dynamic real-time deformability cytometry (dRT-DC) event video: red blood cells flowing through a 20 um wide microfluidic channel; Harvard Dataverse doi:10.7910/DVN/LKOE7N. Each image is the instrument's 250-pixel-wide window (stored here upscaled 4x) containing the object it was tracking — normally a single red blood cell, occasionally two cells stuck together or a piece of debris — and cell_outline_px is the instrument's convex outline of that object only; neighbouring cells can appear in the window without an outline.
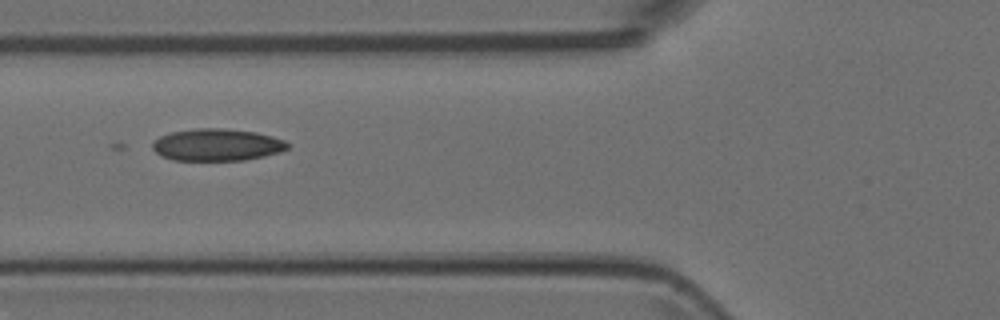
{"species": "Egyptian fruit bat (a non-hibernating species)", "species_latin": "Rousettus aegyptiacus", "temperature_condition": "room temperature", "stored_images_in_passage": 5, "camera_frame_rate_fps": 3000, "um_per_image_px": 0.085, "animal": {"sex": "female"}, "frame": {"image": 1, "passage_image": 2, "time_ms": 0.333, "image_size_px": [1000, 320], "cell_outline_px": [[292, 144], [288, 148], [280, 152], [264, 156], [244, 160], [172, 160], [160, 156], [152, 148], [152, 144], [160, 136], [172, 132], [196, 128], [220, 128], [256, 132], [272, 136], [284, 140]], "centroid_in_image_um": [18.46, 12.31], "position_along_channel_um": 107.3, "area_um2": 25.32}}
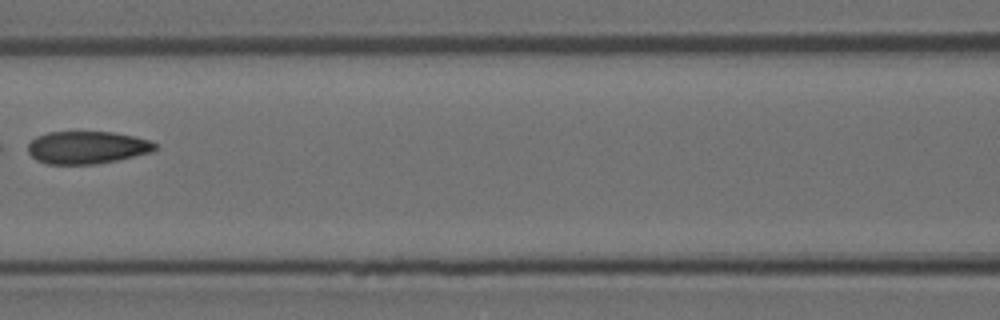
{"frame": {"image": 2, "passage_image": 3, "time_ms": 0.667, "image_size_px": [1000, 320], "cell_outline_px": [[156, 148], [152, 152], [116, 160], [96, 164], [48, 164], [36, 160], [28, 152], [28, 144], [36, 136], [48, 132], [112, 132], [136, 136], [148, 140], [156, 144]], "centroid_in_image_um": [7.39, 12.53], "position_along_channel_um": 159.2, "area_um2": 24.1}}
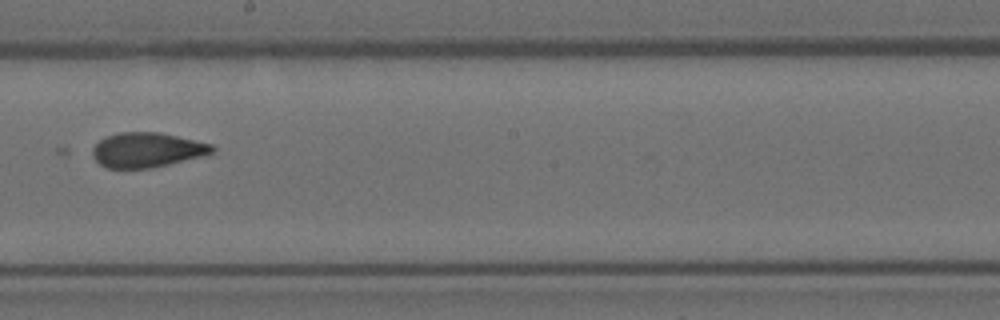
{"frame": {"image": 3, "passage_image": 5, "time_ms": 1.333, "image_size_px": [1000, 320], "cell_outline_px": [[216, 148], [212, 152], [204, 156], [152, 168], [108, 168], [100, 164], [92, 156], [92, 148], [100, 140], [108, 136], [120, 132], [160, 132], [212, 144]], "centroid_in_image_um": [12.51, 12.75], "position_along_channel_um": 235.7, "area_um2": 24.22}}